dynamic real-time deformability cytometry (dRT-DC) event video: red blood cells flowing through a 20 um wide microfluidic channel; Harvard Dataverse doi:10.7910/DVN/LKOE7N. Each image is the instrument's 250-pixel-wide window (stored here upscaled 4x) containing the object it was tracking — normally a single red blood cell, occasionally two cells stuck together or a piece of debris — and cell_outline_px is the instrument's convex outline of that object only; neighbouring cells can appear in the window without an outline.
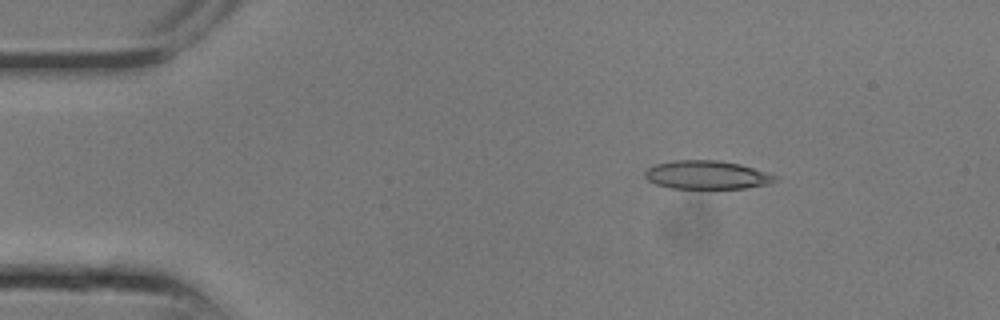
{"species": "common noctule bat (a hibernating species)", "species_latin": "Nyctalus noctula", "temperature_condition": "room temperature", "stored_images_in_passage": 6, "camera_frame_rate_fps": 3000, "um_per_image_px": 0.085, "animal": {"sex": "male", "body_mass_g": 13.3}, "frame": {"image": 1, "passage_image": 1, "time_ms": 0.0, "image_size_px": [1000, 320], "cell_outline_px": [[776, 180], [768, 184], [744, 188], [672, 188], [656, 184], [648, 180], [644, 176], [644, 172], [648, 168], [656, 164], [676, 160], [716, 160], [740, 164], [776, 176]], "centroid_in_image_um": [60.04, 14.87], "position_along_channel_um": 25.0, "area_um2": 21.27}}
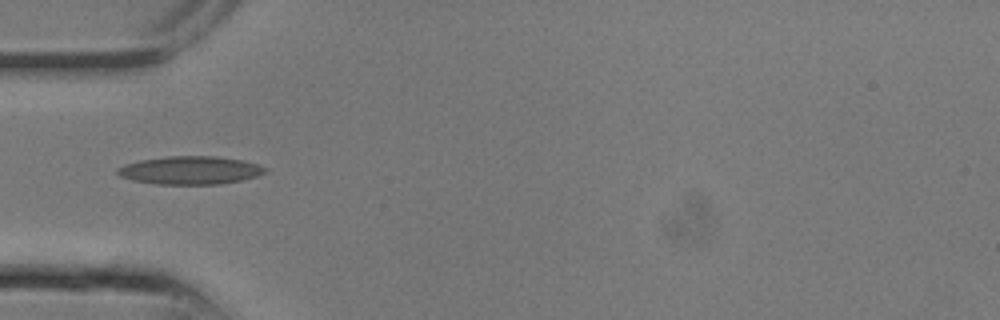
{"frame": {"image": 2, "passage_image": 5, "time_ms": 1.333, "image_size_px": [1000, 320], "cell_outline_px": [[268, 172], [256, 176], [240, 180], [220, 184], [156, 184], [132, 180], [120, 176], [116, 172], [116, 168], [124, 164], [140, 160], [168, 156], [216, 156], [240, 160], [256, 164], [268, 168]], "centroid_in_image_um": [16.14, 14.47], "position_along_channel_um": 68.9, "area_um2": 24.16}}